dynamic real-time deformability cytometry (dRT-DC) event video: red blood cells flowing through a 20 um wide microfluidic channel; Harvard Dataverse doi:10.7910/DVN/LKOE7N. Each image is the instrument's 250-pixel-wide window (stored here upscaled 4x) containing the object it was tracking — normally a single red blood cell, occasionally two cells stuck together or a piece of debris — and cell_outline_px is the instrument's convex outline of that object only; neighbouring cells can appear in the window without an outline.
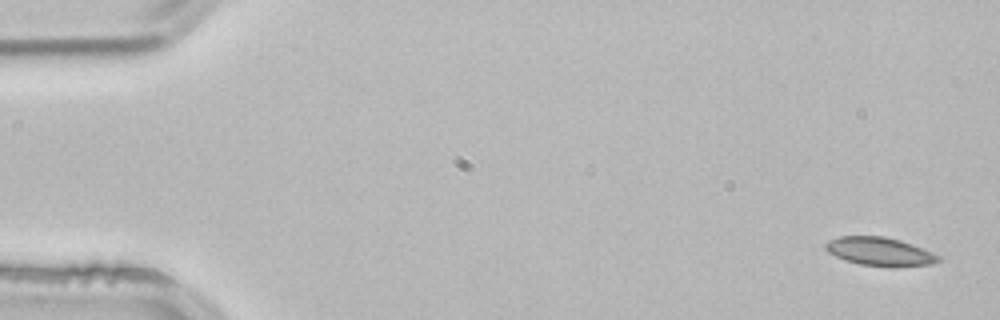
{"species": "common noctule bat (a hibernating species)", "species_latin": "Nyctalus noctula", "temperature_condition": "room temperature", "stored_images_in_passage": 4, "camera_frame_rate_fps": 3000, "um_per_image_px": 0.085, "animal": {"sex": "male", "body_mass_g": 21.5, "forearm_length_mm": 52.0}, "frame": {"image": 1, "passage_image": 1, "time_ms": 0.0, "image_size_px": [1000, 320], "cell_outline_px": [[940, 260], [932, 264], [896, 268], [892, 268], [860, 264], [836, 256], [828, 252], [824, 248], [824, 244], [828, 240], [840, 236], [884, 236], [900, 240], [912, 244], [932, 252], [940, 256]], "centroid_in_image_um": [74.8, 21.39], "position_along_channel_um": 10.2, "area_um2": 18.9}}
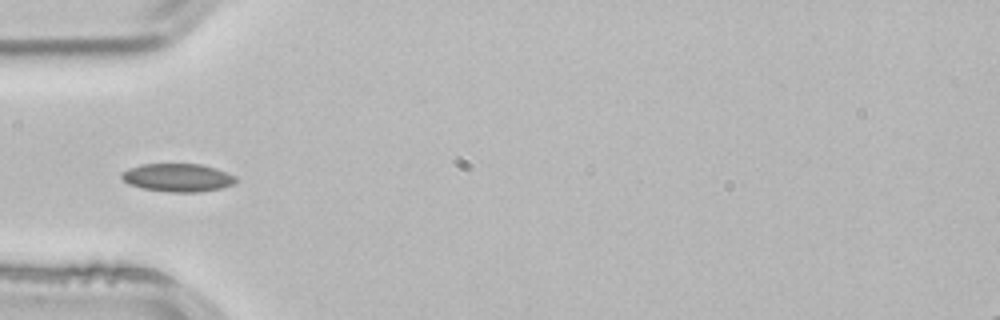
{"frame": {"image": 2, "passage_image": 4, "time_ms": 1.0, "image_size_px": [1000, 320], "cell_outline_px": [[236, 180], [232, 184], [220, 188], [200, 192], [168, 192], [144, 188], [128, 184], [120, 176], [120, 172], [128, 168], [140, 164], [200, 164], [216, 168], [236, 176]], "centroid_in_image_um": [15.07, 15.09], "position_along_channel_um": 69.9, "area_um2": 18.73}}